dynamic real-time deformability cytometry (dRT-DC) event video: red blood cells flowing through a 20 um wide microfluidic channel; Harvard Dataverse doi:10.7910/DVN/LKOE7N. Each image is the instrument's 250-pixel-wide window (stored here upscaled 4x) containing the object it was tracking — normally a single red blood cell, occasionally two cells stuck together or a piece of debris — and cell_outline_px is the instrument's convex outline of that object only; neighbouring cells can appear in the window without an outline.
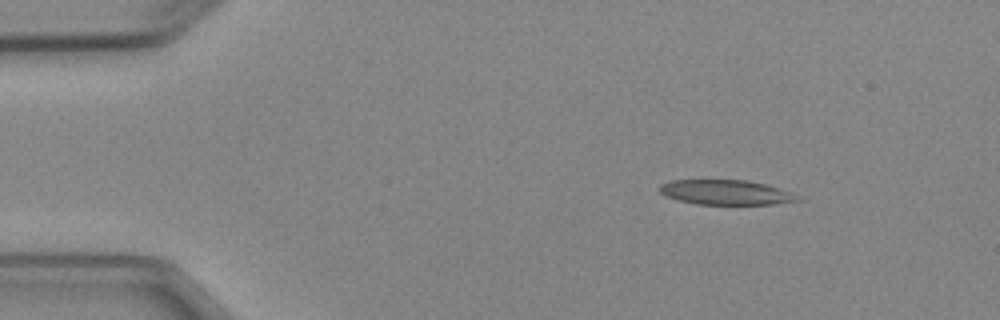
{"species": "Egyptian fruit bat (a non-hibernating species)", "species_latin": "Rousettus aegyptiacus", "temperature_condition": "cold", "stored_images_in_passage": 3, "camera_frame_rate_fps": 3000, "um_per_image_px": 0.085, "animal": {"sex": "female"}, "frame": {"image": 1, "passage_image": 1, "time_ms": 0.0, "image_size_px": [1000, 320], "cell_outline_px": [[804, 200], [776, 204], [696, 204], [664, 196], [656, 188], [660, 184], [672, 180], [748, 180], [764, 184], [804, 196]], "centroid_in_image_um": [61.73, 16.35], "position_along_channel_um": 23.3, "area_um2": 20.17}}